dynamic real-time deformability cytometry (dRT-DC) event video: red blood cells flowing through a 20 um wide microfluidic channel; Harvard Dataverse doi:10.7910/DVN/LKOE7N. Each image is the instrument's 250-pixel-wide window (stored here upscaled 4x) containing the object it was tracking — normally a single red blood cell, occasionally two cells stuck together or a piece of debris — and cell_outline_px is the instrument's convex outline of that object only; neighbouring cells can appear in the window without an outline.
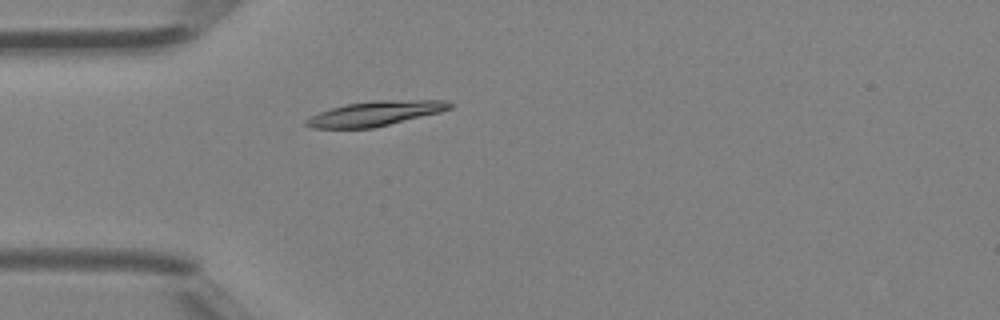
{"species": "Egyptian fruit bat (a non-hibernating species)", "species_latin": "Rousettus aegyptiacus", "temperature_condition": "room temperature", "stored_images_in_passage": 1, "camera_frame_rate_fps": 3000, "um_per_image_px": 0.085, "animal": {"sex": "female"}, "frame": {"image": 1, "passage_image": 1, "time_ms": 0.0, "image_size_px": [1000, 320], "cell_outline_px": [[456, 104], [452, 108], [440, 112], [372, 128], [312, 128], [304, 124], [304, 120], [320, 112], [344, 104], [376, 100], [448, 100]], "centroid_in_image_um": [31.93, 9.63], "position_along_channel_um": 53.1, "area_um2": 20.69}}